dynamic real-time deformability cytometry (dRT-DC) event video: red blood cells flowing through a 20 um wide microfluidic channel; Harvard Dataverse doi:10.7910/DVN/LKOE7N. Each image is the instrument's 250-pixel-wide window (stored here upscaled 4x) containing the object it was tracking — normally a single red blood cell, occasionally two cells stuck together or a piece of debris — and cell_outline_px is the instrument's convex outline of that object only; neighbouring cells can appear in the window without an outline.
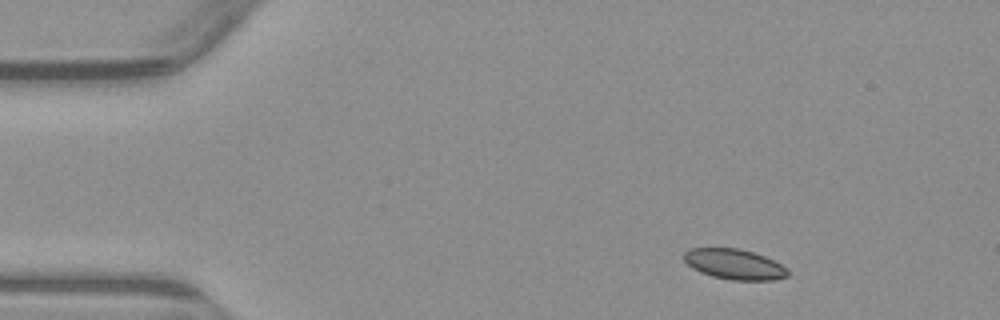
{"species": "common noctule bat (a hibernating species)", "species_latin": "Nyctalus noctula", "temperature_condition": "warm", "stored_images_in_passage": 3, "camera_frame_rate_fps": 3000, "um_per_image_px": 0.085, "animal": {"sex": "male", "body_mass_g": 23.1, "forearm_length_mm": 52.7}, "frame": {"image": 1, "passage_image": 1, "time_ms": 0.0, "image_size_px": [1000, 320], "cell_outline_px": [[788, 276], [772, 280], [732, 280], [712, 276], [700, 272], [692, 268], [684, 260], [684, 252], [688, 248], [740, 248], [764, 256], [788, 268]], "centroid_in_image_um": [62.4, 22.45], "position_along_channel_um": 22.6, "area_um2": 18.32}}